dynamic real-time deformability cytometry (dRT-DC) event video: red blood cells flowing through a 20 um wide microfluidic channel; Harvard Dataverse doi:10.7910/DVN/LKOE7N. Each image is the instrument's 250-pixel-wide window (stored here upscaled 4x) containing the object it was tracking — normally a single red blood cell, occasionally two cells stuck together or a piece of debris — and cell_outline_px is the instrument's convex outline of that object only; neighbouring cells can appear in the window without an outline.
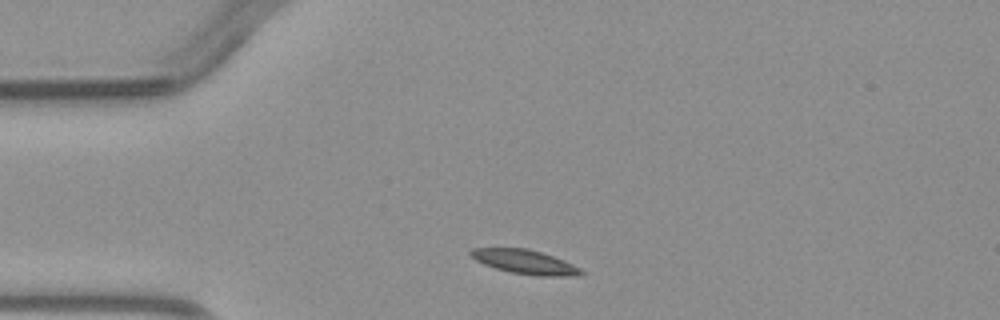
{"species": "common noctule bat (a hibernating species)", "species_latin": "Nyctalus noctula", "temperature_condition": "warm", "stored_images_in_passage": 1, "camera_frame_rate_fps": 3000, "um_per_image_px": 0.085, "animal": {"sex": "male", "body_mass_g": 23.1, "forearm_length_mm": 52.7}, "frame": {"image": 1, "passage_image": 1, "time_ms": 0.0, "image_size_px": [1000, 320], "cell_outline_px": [[584, 272], [564, 276], [540, 276], [508, 272], [484, 264], [476, 260], [468, 252], [472, 248], [528, 248], [564, 260], [580, 268]], "centroid_in_image_um": [44.56, 22.25], "position_along_channel_um": 40.4, "area_um2": 15.26}}